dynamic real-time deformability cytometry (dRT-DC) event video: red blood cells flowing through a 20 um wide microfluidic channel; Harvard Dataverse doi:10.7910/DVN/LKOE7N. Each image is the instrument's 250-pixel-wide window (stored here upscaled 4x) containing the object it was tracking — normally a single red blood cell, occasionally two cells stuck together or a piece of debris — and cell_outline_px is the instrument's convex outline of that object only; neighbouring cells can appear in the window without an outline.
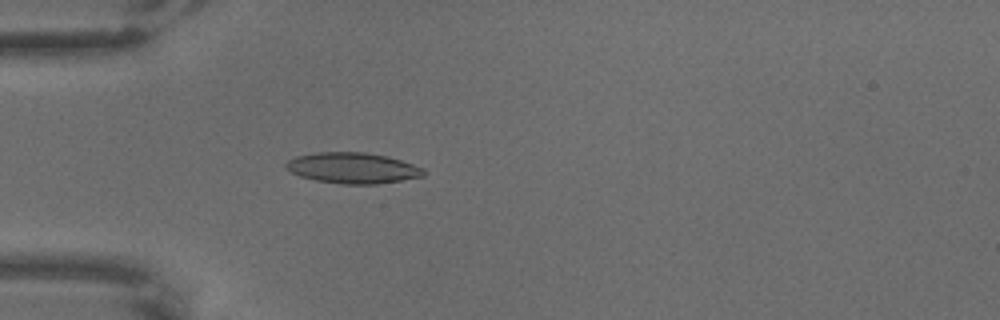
{"species": "common noctule bat (a hibernating species)", "species_latin": "Nyctalus noctula", "temperature_condition": "warm", "stored_images_in_passage": 6, "camera_frame_rate_fps": 3000, "um_per_image_px": 0.085, "animal": {"sex": "male", "body_mass_g": 18.8}, "frame": {"image": 1, "passage_image": 6, "time_ms": 1.667, "image_size_px": [1000, 320], "cell_outline_px": [[428, 172], [424, 176], [376, 184], [340, 184], [316, 180], [300, 176], [292, 172], [284, 164], [288, 160], [296, 156], [316, 152], [364, 152], [388, 156], [424, 168]], "centroid_in_image_um": [30.0, 14.27], "position_along_channel_um": 55.0, "area_um2": 24.68}}